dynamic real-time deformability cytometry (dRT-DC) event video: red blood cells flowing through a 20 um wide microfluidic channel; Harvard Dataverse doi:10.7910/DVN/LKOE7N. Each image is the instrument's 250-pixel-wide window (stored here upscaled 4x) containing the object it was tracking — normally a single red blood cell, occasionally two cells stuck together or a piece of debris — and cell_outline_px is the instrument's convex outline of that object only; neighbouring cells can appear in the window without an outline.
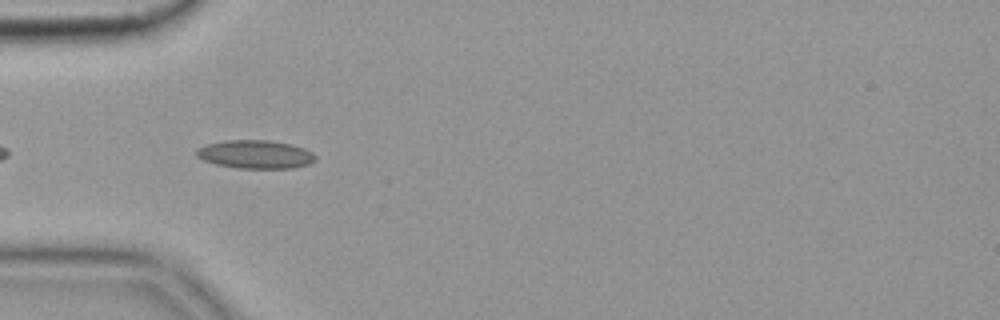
{"species": "common noctule bat (a hibernating species)", "species_latin": "Nyctalus noctula", "temperature_condition": "cold", "stored_images_in_passage": 12, "camera_frame_rate_fps": 3000, "um_per_image_px": 0.085, "animal": {"sex": "female", "body_mass_g": 19.9}, "frame": {"image": 1, "passage_image": 3, "time_ms": 0.667, "image_size_px": [1000, 320], "cell_outline_px": [[316, 160], [308, 164], [292, 168], [236, 168], [216, 164], [204, 160], [196, 156], [196, 148], [208, 144], [224, 140], [268, 140], [292, 144], [304, 148], [312, 152], [316, 156]], "centroid_in_image_um": [21.71, 13.11], "position_along_channel_um": 63.3, "area_um2": 19.71}}
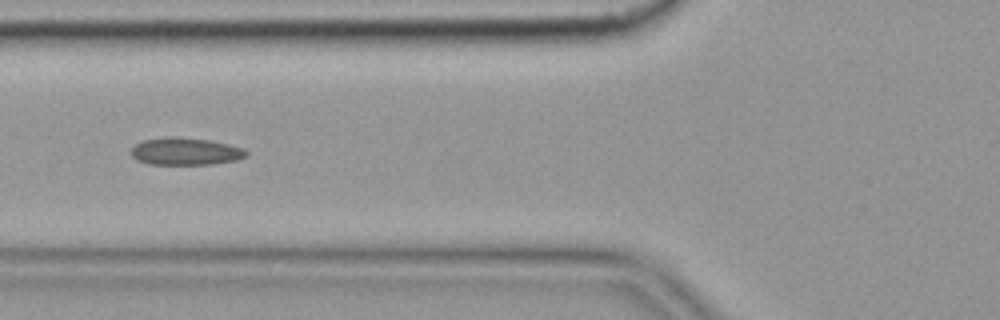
{"frame": {"image": 2, "passage_image": 7, "time_ms": 2.0, "image_size_px": [1000, 320], "cell_outline_px": [[248, 156], [236, 160], [212, 164], [148, 164], [136, 160], [132, 156], [132, 148], [136, 144], [144, 140], [172, 136], [208, 140], [228, 144], [244, 148], [248, 152]], "centroid_in_image_um": [15.78, 12.87], "position_along_channel_um": 110.0, "area_um2": 18.26}}